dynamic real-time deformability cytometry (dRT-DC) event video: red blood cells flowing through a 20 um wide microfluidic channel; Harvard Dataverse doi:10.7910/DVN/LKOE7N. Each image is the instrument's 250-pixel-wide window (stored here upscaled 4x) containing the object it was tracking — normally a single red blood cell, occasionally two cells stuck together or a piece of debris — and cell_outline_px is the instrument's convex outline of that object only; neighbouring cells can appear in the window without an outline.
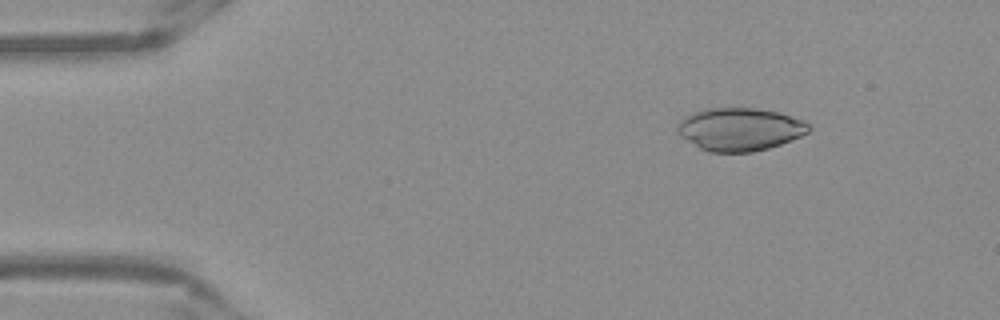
{"species": "Egyptian fruit bat (a non-hibernating species)", "species_latin": "Rousettus aegyptiacus", "temperature_condition": "warm", "stored_images_in_passage": 46, "camera_frame_rate_fps": 3000, "um_per_image_px": 0.085, "frame": {"image": 1, "passage_image": 1, "time_ms": 0.0, "image_size_px": [1000, 320], "cell_outline_px": [[812, 128], [808, 132], [792, 140], [768, 148], [752, 152], [708, 152], [700, 148], [680, 136], [676, 128], [676, 124], [680, 120], [704, 108], [756, 108], [776, 112], [804, 120]], "centroid_in_image_um": [62.88, 10.99], "position_along_channel_um": 22.1, "area_um2": 32.71}}
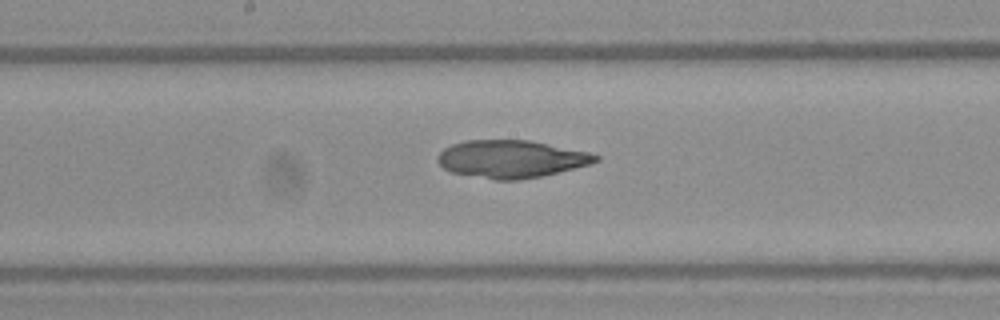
{"frame": {"image": 2, "passage_image": 21, "time_ms": 6.667, "image_size_px": [1000, 320], "cell_outline_px": [[600, 160], [592, 164], [540, 176], [520, 180], [496, 180], [452, 172], [444, 168], [436, 160], [436, 156], [444, 148], [452, 144], [464, 140], [528, 140], [588, 152], [600, 156]], "centroid_in_image_um": [43.44, 13.51], "position_along_channel_um": 204.8, "area_um2": 34.51}}
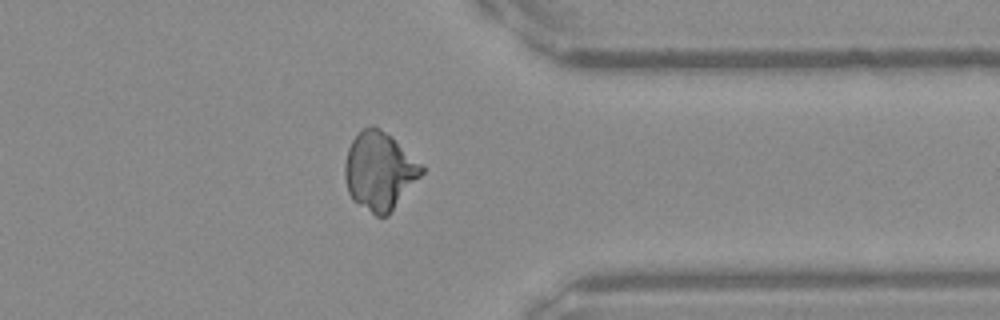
{"frame": {"image": 3, "passage_image": 35, "time_ms": 11.333, "image_size_px": [1000, 320], "cell_outline_px": [[424, 172], [388, 216], [376, 216], [352, 200], [348, 192], [344, 176], [344, 164], [348, 148], [352, 140], [364, 128], [372, 124], [380, 128], [424, 164]], "centroid_in_image_um": [32.26, 14.54], "position_along_channel_um": 379.1, "area_um2": 34.97}}